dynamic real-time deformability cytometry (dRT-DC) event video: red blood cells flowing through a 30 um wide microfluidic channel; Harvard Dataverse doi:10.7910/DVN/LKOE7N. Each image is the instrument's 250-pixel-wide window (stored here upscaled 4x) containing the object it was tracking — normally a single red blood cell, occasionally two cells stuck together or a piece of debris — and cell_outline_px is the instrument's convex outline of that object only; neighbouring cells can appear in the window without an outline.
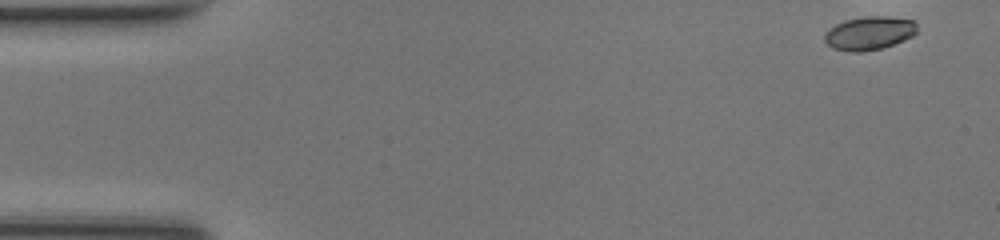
{"species": "common noctule bat (a hibernating species)", "species_latin": "Nyctalus noctula", "temperature_condition": "room temperature", "stored_images_in_passage": 3, "camera_frame_rate_fps": 3000, "um_per_image_px": 0.085, "animal": {"sex": "female", "body_mass_g": 17.0, "forearm_length_mm": 48.0}, "frame": {"image": 1, "passage_image": 1, "time_ms": 0.0, "image_size_px": [1000, 240], "cell_outline_px": [[916, 32], [912, 36], [904, 40], [880, 48], [860, 52], [848, 52], [832, 48], [824, 40], [824, 36], [836, 24], [844, 20], [868, 16], [884, 16], [912, 20], [916, 24]], "centroid_in_image_um": [73.88, 2.82], "position_along_channel_um": 11.1, "area_um2": 17.74}}